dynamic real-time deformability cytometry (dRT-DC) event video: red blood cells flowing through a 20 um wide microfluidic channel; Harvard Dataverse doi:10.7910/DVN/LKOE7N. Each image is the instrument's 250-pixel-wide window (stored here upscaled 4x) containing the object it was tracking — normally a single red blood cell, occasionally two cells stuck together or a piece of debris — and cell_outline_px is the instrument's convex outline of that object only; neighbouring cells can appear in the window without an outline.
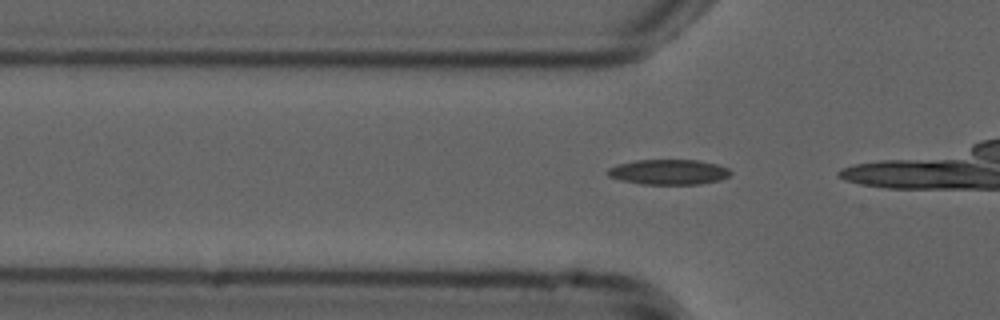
{"species": "common noctule bat (a hibernating species)", "species_latin": "Nyctalus noctula", "temperature_condition": "cold", "stored_images_in_passage": 18, "camera_frame_rate_fps": 3000, "um_per_image_px": 0.085, "animal": {"sex": "male", "forearm_length_mm": 52.5}, "frame": {"image": 1, "passage_image": 13, "time_ms": 4.0, "image_size_px": [1000, 320], "cell_outline_px": [[732, 172], [728, 176], [720, 180], [700, 184], [640, 184], [620, 180], [608, 176], [604, 172], [608, 168], [616, 164], [636, 160], [700, 160], [716, 164], [728, 168]], "centroid_in_image_um": [56.79, 14.62], "position_along_channel_um": 69.0, "area_um2": 18.21}}